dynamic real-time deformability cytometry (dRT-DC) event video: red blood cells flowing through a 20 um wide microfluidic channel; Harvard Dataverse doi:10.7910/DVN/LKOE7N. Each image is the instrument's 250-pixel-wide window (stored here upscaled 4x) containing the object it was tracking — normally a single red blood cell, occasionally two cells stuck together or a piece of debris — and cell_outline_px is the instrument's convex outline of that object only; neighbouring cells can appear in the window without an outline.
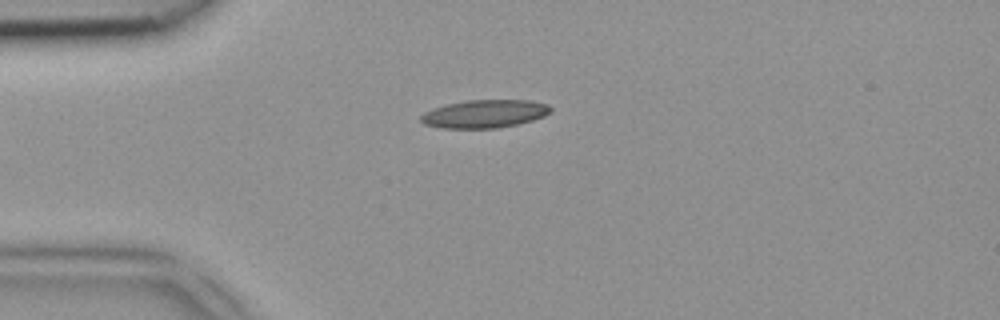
{"species": "common noctule bat (a hibernating species)", "species_latin": "Nyctalus noctula", "temperature_condition": "room temperature", "stored_images_in_passage": 30, "camera_frame_rate_fps": 3000, "um_per_image_px": 0.085, "animal": {"sex": "female", "body_mass_g": 18.4}, "frame": {"image": 1, "passage_image": 1, "time_ms": 0.0, "image_size_px": [1000, 320], "cell_outline_px": [[552, 112], [544, 116], [532, 120], [516, 124], [496, 128], [440, 128], [424, 124], [420, 120], [420, 116], [424, 112], [432, 108], [448, 104], [468, 100], [528, 100], [548, 104], [552, 108]], "centroid_in_image_um": [41.19, 9.67], "position_along_channel_um": 43.8, "area_um2": 21.21}}
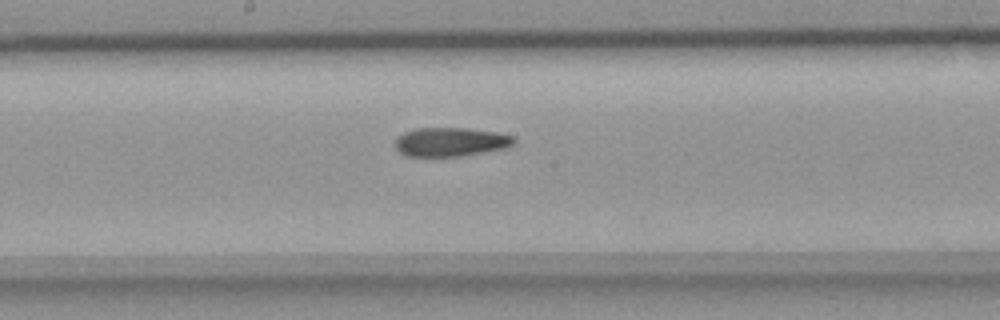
{"frame": {"image": 2, "passage_image": 14, "time_ms": 4.333, "image_size_px": [1000, 320], "cell_outline_px": [[516, 140], [508, 148], [460, 156], [408, 156], [400, 152], [396, 148], [396, 136], [404, 132], [416, 128], [468, 128], [496, 132], [512, 136]], "centroid_in_image_um": [38.3, 12.06], "position_along_channel_um": 209.9, "area_um2": 20.0}}
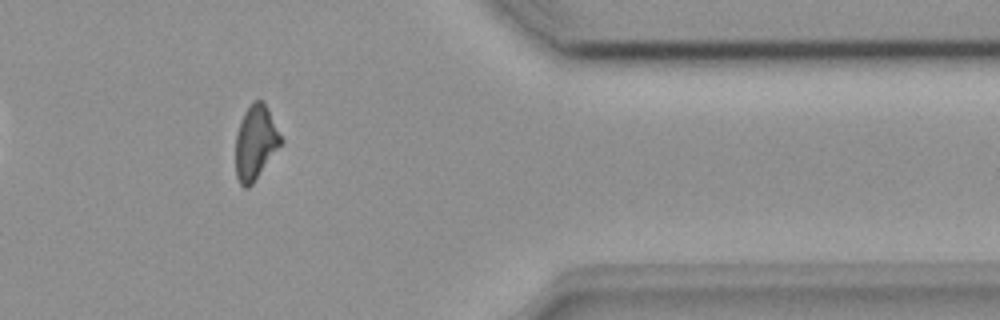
{"frame": {"image": 3, "passage_image": 28, "time_ms": 9.0, "image_size_px": [1000, 320], "cell_outline_px": [[284, 140], [252, 184], [248, 188], [244, 188], [240, 184], [236, 176], [236, 132], [240, 120], [244, 112], [252, 100], [264, 100]], "centroid_in_image_um": [21.72, 12.07], "position_along_channel_um": 389.7, "area_um2": 19.71}}